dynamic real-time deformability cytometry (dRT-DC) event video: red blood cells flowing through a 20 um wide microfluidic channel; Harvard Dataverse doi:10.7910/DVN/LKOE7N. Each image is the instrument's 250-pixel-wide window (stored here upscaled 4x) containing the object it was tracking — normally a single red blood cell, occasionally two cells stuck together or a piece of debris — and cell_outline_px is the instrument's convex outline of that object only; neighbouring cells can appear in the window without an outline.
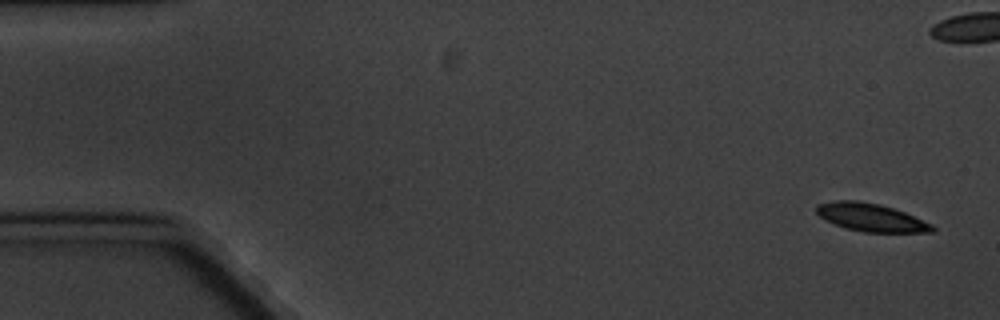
{"species": "common noctule bat (a hibernating species)", "species_latin": "Nyctalus noctula", "temperature_condition": "cold", "stored_images_in_passage": 6, "camera_frame_rate_fps": 3000, "um_per_image_px": 0.085, "animal": {"sex": "male", "body_mass_g": 20.1, "forearm_length_mm": 53.5}, "frame": {"image": 1, "passage_image": 1, "time_ms": 0.0, "image_size_px": [1000, 320], "cell_outline_px": [[936, 228], [932, 232], [864, 232], [844, 228], [824, 220], [816, 212], [816, 204], [836, 200], [860, 200], [880, 204], [904, 212], [932, 224]], "centroid_in_image_um": [73.99, 18.47], "position_along_channel_um": 11.0, "area_um2": 18.96}}